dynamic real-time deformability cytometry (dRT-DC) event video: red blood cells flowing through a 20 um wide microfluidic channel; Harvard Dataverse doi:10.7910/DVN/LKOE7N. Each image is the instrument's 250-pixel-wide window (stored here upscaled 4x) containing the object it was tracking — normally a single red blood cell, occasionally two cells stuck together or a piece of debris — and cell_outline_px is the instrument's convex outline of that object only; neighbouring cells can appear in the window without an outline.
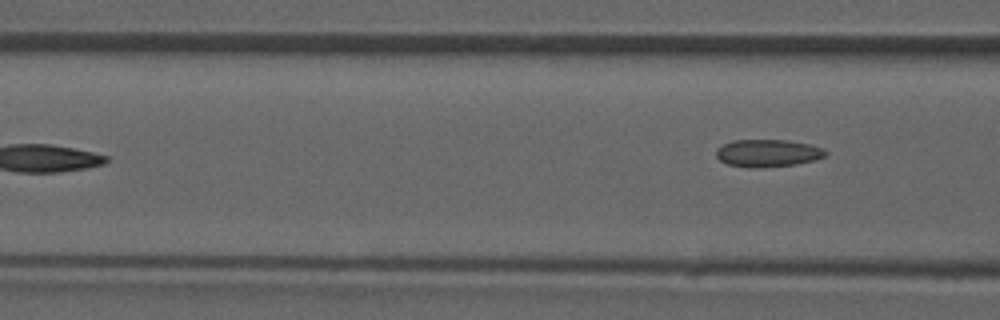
{"species": "common noctule bat (a hibernating species)", "species_latin": "Nyctalus noctula", "temperature_condition": "room temperature", "stored_images_in_passage": 3, "camera_frame_rate_fps": 3000, "um_per_image_px": 0.085, "animal": {"sex": "male", "forearm_length_mm": 52.5}, "frame": {"image": 1, "passage_image": 3, "time_ms": 2.333, "image_size_px": [1000, 320], "cell_outline_px": [[828, 156], [816, 160], [796, 164], [756, 168], [752, 168], [728, 164], [720, 160], [716, 156], [716, 148], [732, 140], [788, 140], [808, 144], [824, 148], [828, 152]], "centroid_in_image_um": [65.3, 13.01], "position_along_channel_um": 101.3, "area_um2": 17.63}}